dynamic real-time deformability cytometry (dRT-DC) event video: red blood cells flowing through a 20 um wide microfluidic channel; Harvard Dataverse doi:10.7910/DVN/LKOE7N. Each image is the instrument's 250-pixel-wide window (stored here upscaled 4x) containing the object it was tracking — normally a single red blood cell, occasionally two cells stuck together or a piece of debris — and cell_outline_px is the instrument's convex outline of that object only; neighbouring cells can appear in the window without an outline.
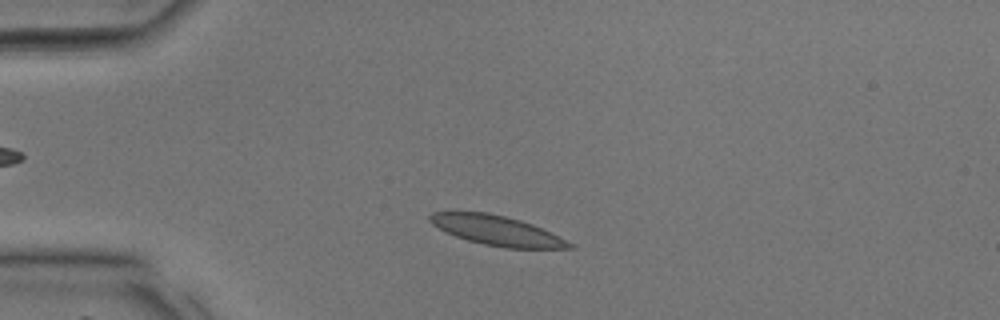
{"species": "common noctule bat (a hibernating species)", "species_latin": "Nyctalus noctula", "temperature_condition": "room temperature", "stored_images_in_passage": 32, "camera_frame_rate_fps": 3000, "um_per_image_px": 0.085, "animal": {"sex": "male", "body_mass_g": 17.9, "forearm_length_mm": 54.2}, "frame": {"image": 1, "passage_image": 4, "time_ms": 1.0, "image_size_px": [1000, 320], "cell_outline_px": [[576, 248], [504, 248], [484, 244], [468, 240], [456, 236], [432, 224], [428, 220], [428, 216], [432, 212], [488, 212], [520, 220], [532, 224], [572, 244]], "centroid_in_image_um": [42.18, 19.59], "position_along_channel_um": 42.8, "area_um2": 23.58}}
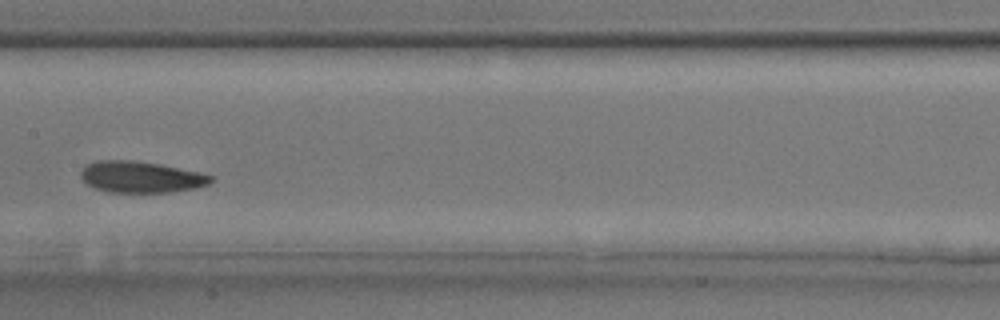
{"frame": {"image": 2, "passage_image": 14, "time_ms": 4.333, "image_size_px": [1000, 320], "cell_outline_px": [[216, 180], [208, 184], [196, 188], [168, 192], [108, 192], [96, 188], [88, 184], [80, 176], [80, 172], [88, 164], [96, 160], [132, 160], [160, 164], [200, 172], [216, 176]], "centroid_in_image_um": [12.04, 15.04], "position_along_channel_um": 195.4, "area_um2": 23.81}}
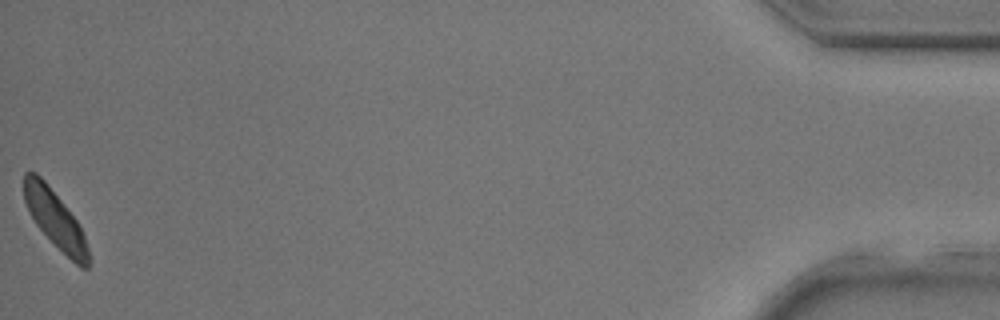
{"frame": {"image": 3, "passage_image": 32, "time_ms": 10.333, "image_size_px": [1000, 320], "cell_outline_px": [[88, 268], [80, 268], [36, 224], [24, 200], [24, 172], [36, 172], [44, 180], [76, 220], [84, 236], [88, 248]], "centroid_in_image_um": [4.67, 18.61], "position_along_channel_um": 430.5, "area_um2": 20.58}}